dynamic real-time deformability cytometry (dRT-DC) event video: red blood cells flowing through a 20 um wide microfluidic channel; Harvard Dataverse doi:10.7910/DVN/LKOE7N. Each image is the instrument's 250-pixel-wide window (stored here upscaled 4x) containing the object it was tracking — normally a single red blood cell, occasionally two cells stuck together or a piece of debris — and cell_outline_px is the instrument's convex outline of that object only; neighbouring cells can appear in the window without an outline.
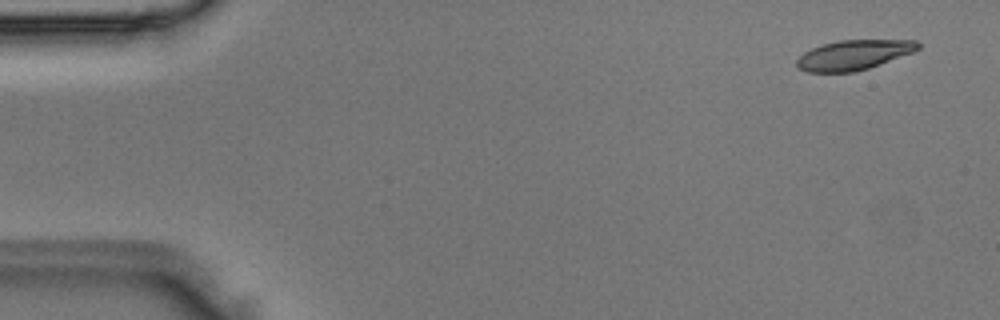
{"species": "Egyptian fruit bat (a non-hibernating species)", "species_latin": "Rousettus aegyptiacus", "temperature_condition": "room temperature", "stored_images_in_passage": 4, "segment_of_instrument_passage": [2, 2], "camera_frame_rate_fps": 3000, "um_per_image_px": 0.085, "animal": {"sex": "male"}, "frame": {"image": 1, "passage_image": 4, "time_ms": 1.0, "image_size_px": [1000, 320], "cell_outline_px": [[920, 48], [912, 52], [880, 64], [856, 72], [808, 72], [800, 68], [796, 64], [796, 60], [804, 52], [812, 48], [824, 44], [840, 40], [916, 40], [920, 44]], "centroid_in_image_um": [72.56, 4.67], "position_along_channel_um": 12.4, "area_um2": 20.87}}